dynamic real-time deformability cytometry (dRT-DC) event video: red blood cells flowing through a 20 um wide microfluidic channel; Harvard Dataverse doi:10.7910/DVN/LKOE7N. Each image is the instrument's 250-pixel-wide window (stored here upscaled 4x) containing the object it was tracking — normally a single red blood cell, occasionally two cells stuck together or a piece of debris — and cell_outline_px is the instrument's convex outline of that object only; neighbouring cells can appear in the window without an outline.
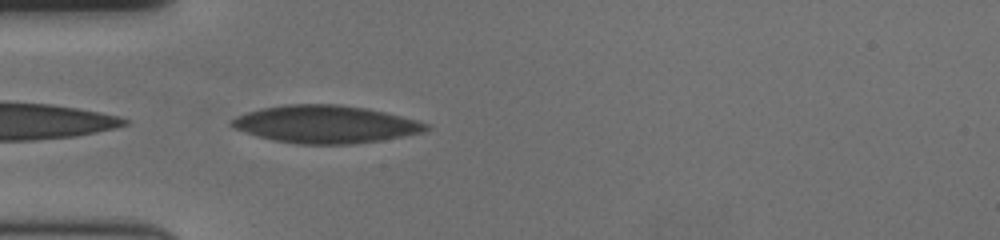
{"species": "human", "species_latin": "Homo sapiens", "temperature_condition": "cold", "stored_images_in_passage": 35, "camera_frame_rate_fps": 3000, "um_per_image_px": 0.085, "donor": {"sex": "female"}, "frame": {"image": 1, "passage_image": 1, "time_ms": 0.0, "image_size_px": [1000, 240], "cell_outline_px": [[428, 128], [420, 132], [380, 140], [352, 144], [300, 144], [272, 140], [256, 136], [236, 128], [232, 124], [232, 120], [236, 116], [248, 112], [264, 108], [288, 104], [336, 104], [364, 108], [384, 112], [416, 120], [428, 124]], "centroid_in_image_um": [27.64, 10.56], "position_along_channel_um": 57.4, "area_um2": 41.85}}
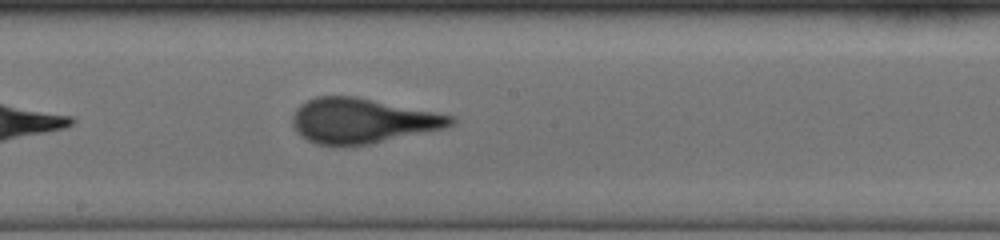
{"frame": {"image": 2, "passage_image": 15, "time_ms": 4.667, "image_size_px": [1000, 240], "cell_outline_px": [[456, 120], [452, 124], [440, 128], [368, 144], [316, 144], [300, 136], [296, 132], [292, 124], [292, 116], [296, 108], [300, 104], [316, 96], [356, 96], [452, 116]], "centroid_in_image_um": [30.69, 10.24], "position_along_channel_um": 217.5, "area_um2": 40.52}}
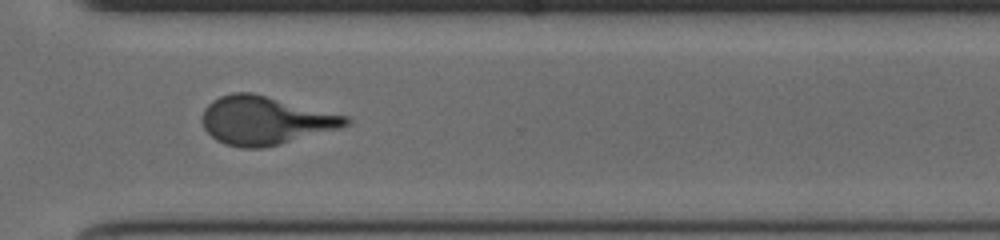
{"frame": {"image": 3, "passage_image": 26, "time_ms": 8.333, "image_size_px": [1000, 240], "cell_outline_px": [[352, 120], [348, 124], [340, 128], [280, 144], [264, 148], [240, 148], [224, 144], [216, 140], [204, 128], [200, 120], [200, 116], [204, 108], [212, 100], [220, 96], [232, 92], [252, 92], [348, 116]], "centroid_in_image_um": [22.5, 10.24], "position_along_channel_um": 348.1, "area_um2": 40.69}, "authors_computed_cell_mechanics": {"area_um2": 40.6334, "velocity_mm_per_s": 3.5529, "shape_relaxation_time_tau1_ms": 6.9036, "shape_relaxation_time_tau2_ms": null, "deformation_change_tau1": 0.2087, "deformation_change_tau2": null}}